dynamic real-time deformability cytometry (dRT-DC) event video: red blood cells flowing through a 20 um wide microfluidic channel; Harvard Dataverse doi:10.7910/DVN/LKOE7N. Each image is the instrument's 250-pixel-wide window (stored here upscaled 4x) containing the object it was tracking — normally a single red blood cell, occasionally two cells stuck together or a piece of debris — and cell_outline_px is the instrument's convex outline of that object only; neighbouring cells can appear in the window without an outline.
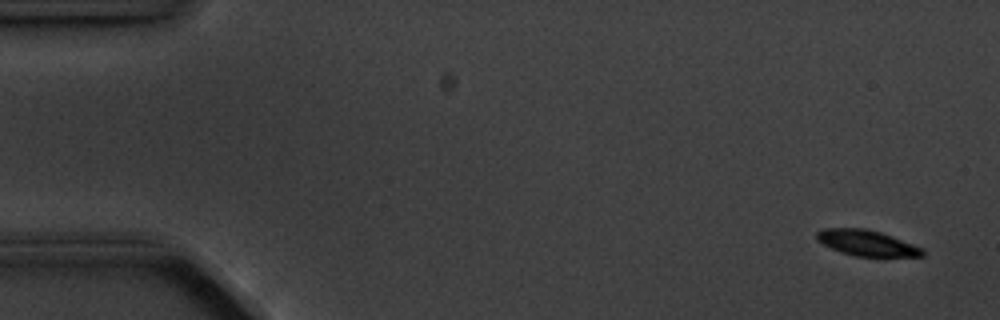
{"species": "common noctule bat (a hibernating species)", "species_latin": "Nyctalus noctula", "temperature_condition": "cold", "stored_images_in_passage": 6, "camera_frame_rate_fps": 3000, "um_per_image_px": 0.085, "animal": {"sex": "male", "body_mass_g": 20.1, "forearm_length_mm": 53.5}, "frame": {"image": 1, "passage_image": 1, "time_ms": 0.0, "image_size_px": [1000, 320], "cell_outline_px": [[924, 256], [856, 256], [840, 252], [816, 240], [816, 232], [824, 228], [864, 228], [880, 232], [892, 236], [924, 248]], "centroid_in_image_um": [73.67, 20.64], "position_along_channel_um": 11.3, "area_um2": 15.78}}
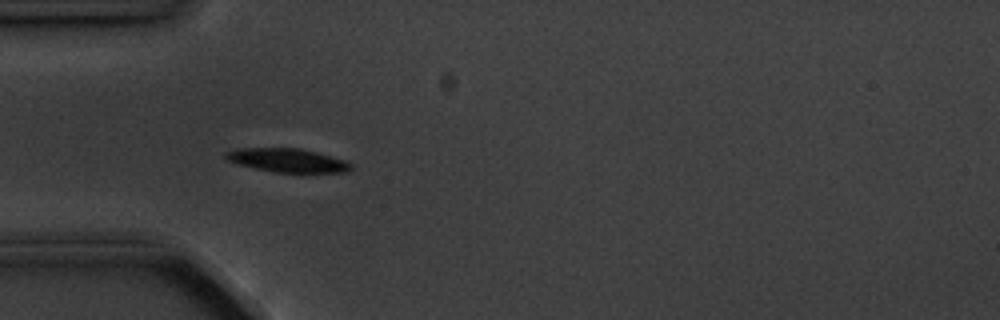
{"frame": {"image": 2, "passage_image": 5, "time_ms": 4.667, "image_size_px": [1000, 320], "cell_outline_px": [[352, 168], [348, 172], [276, 172], [236, 164], [228, 160], [224, 156], [224, 152], [236, 148], [300, 148], [316, 152], [344, 160], [352, 164]], "centroid_in_image_um": [24.4, 13.62], "position_along_channel_um": 60.6, "area_um2": 17.17}}